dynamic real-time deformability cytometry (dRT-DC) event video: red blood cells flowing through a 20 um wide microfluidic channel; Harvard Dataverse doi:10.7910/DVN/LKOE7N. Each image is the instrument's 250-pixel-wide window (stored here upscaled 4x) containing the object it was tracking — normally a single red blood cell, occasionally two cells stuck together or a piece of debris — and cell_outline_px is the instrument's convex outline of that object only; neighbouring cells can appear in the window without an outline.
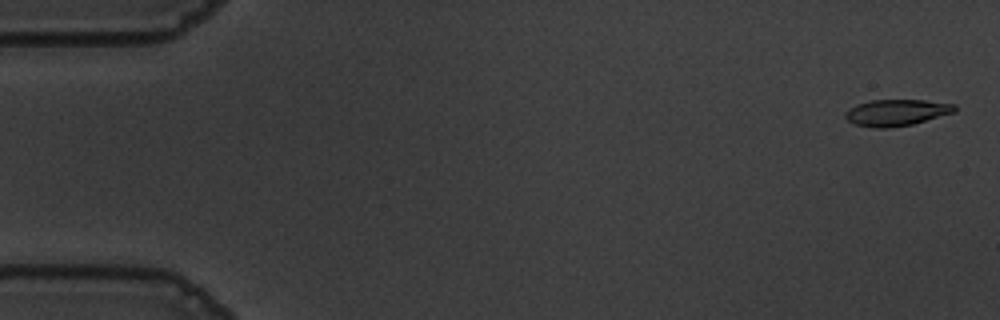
{"species": "common noctule bat (a hibernating species)", "species_latin": "Nyctalus noctula", "temperature_condition": "warm", "stored_images_in_passage": 18, "camera_frame_rate_fps": 3000, "um_per_image_px": 0.085, "animal": {"sex": "male", "body_mass_g": 19.5, "forearm_length_mm": 54.6}, "frame": {"image": 1, "passage_image": 2, "time_ms": 0.333, "image_size_px": [1000, 320], "cell_outline_px": [[956, 112], [912, 124], [888, 128], [872, 128], [856, 124], [848, 120], [844, 116], [844, 112], [856, 104], [872, 100], [924, 100], [956, 104]], "centroid_in_image_um": [76.2, 9.56], "position_along_channel_um": 8.8, "area_um2": 16.88}}
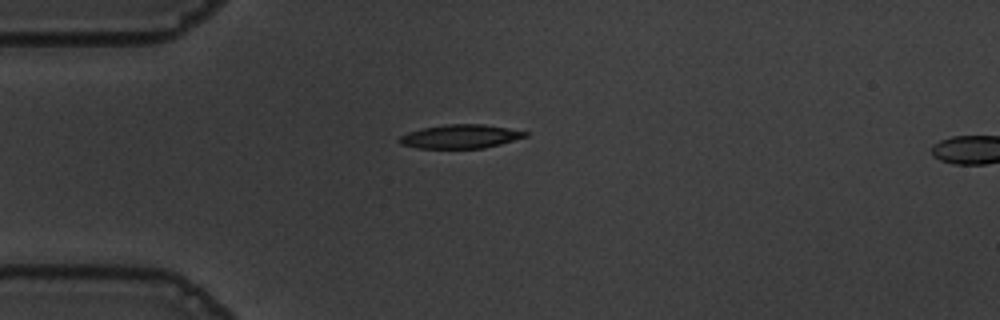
{"frame": {"image": 2, "passage_image": 15, "time_ms": 4.667, "image_size_px": [1000, 320], "cell_outline_px": [[528, 136], [500, 144], [484, 148], [416, 148], [400, 144], [396, 140], [400, 136], [408, 132], [424, 128], [444, 124], [484, 124], [508, 128], [528, 132]], "centroid_in_image_um": [39.11, 11.6], "position_along_channel_um": 45.9, "area_um2": 17.46}}